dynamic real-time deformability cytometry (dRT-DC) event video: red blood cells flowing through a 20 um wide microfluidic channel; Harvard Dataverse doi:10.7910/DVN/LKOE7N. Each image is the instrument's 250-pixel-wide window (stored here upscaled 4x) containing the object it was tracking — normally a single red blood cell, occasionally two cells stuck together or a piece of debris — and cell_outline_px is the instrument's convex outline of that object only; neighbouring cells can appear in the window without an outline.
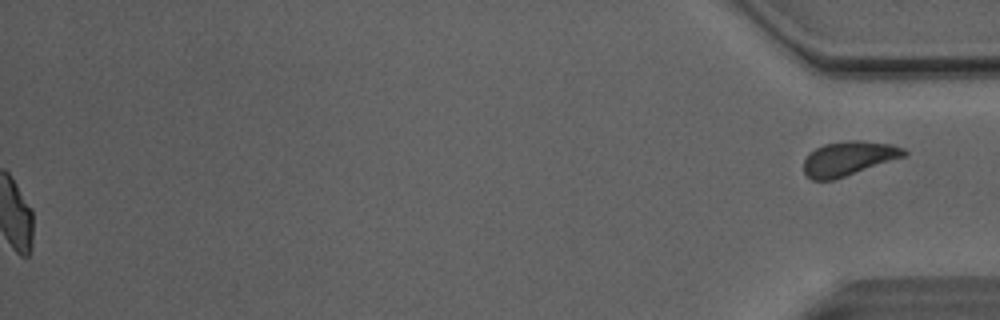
{"species": "Egyptian fruit bat (a non-hibernating species)", "species_latin": "Rousettus aegyptiacus", "temperature_condition": "room temperature", "stored_images_in_passage": 46, "segment_of_instrument_passage": [2, 2], "camera_frame_rate_fps": 3000, "um_per_image_px": 0.085, "animal": {"sex": "male"}, "frame": {"image": 1, "passage_image": 46, "time_ms": 15.0, "image_size_px": [1000, 320], "cell_outline_px": [[908, 156], [832, 180], [812, 180], [804, 172], [804, 160], [816, 148], [824, 144], [848, 140], [860, 140], [892, 144], [904, 148], [908, 152]], "centroid_in_image_um": [72.19, 13.46], "position_along_channel_um": 363.0, "area_um2": 20.06}}